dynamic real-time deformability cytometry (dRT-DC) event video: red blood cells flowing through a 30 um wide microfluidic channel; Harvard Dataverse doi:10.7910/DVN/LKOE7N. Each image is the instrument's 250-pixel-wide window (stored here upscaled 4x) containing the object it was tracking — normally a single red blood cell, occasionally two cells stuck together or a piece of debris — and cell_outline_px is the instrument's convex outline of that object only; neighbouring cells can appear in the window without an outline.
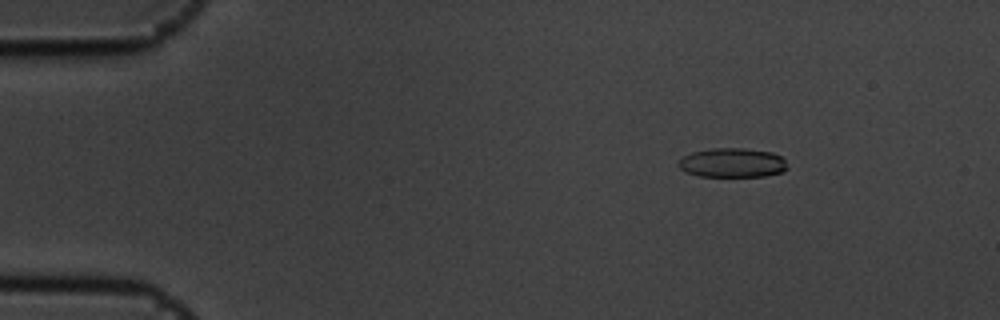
{"species": "common noctule bat (a hibernating species)", "species_latin": "Nyctalus noctula", "temperature_condition": "cold", "stored_images_in_passage": 17, "camera_frame_rate_fps": 3000, "um_per_image_px": 0.085, "animal": {"sex": "male", "body_mass_g": 19.5, "forearm_length_mm": 54.6}, "frame": {"image": 1, "passage_image": 8, "time_ms": 2.333, "image_size_px": [1000, 320], "cell_outline_px": [[788, 168], [784, 172], [764, 176], [700, 176], [688, 172], [680, 168], [680, 160], [684, 156], [692, 152], [712, 148], [744, 148], [772, 152], [780, 156], [784, 160]], "centroid_in_image_um": [62.3, 13.83], "position_along_channel_um": 22.7, "area_um2": 18.44}}